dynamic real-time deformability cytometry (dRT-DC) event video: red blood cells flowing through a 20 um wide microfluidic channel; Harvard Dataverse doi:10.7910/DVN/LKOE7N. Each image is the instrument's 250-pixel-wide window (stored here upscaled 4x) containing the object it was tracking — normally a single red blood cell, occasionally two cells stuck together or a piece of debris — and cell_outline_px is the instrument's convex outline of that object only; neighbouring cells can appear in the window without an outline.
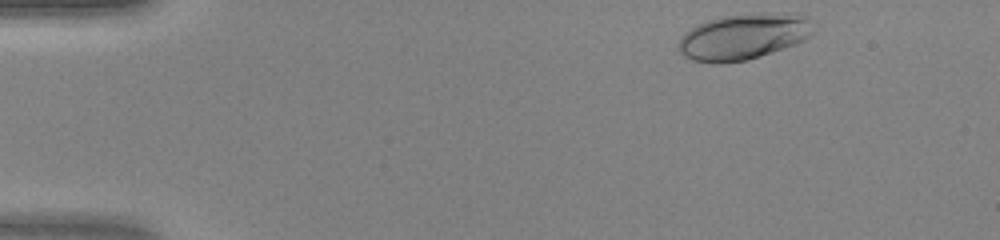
{"species": "human", "species_latin": "Homo sapiens", "temperature_condition": "warm", "stored_images_in_passage": 38, "camera_frame_rate_fps": 3000, "um_per_image_px": 0.085, "donor": {"sex": "female"}, "frame": {"image": 1, "passage_image": 1, "time_ms": 0.0, "image_size_px": [1000, 240], "cell_outline_px": [[816, 32], [804, 40], [796, 44], [748, 60], [720, 64], [712, 64], [692, 60], [684, 56], [680, 52], [680, 36], [684, 32], [708, 20], [720, 16], [764, 12], [788, 12], [808, 16], [816, 20]], "centroid_in_image_um": [63.3, 3.09], "position_along_channel_um": 21.7, "area_um2": 37.05}}
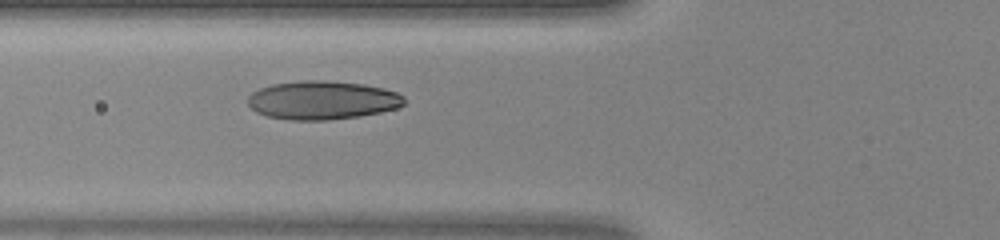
{"frame": {"image": 2, "passage_image": 13, "time_ms": 4.0, "image_size_px": [1000, 240], "cell_outline_px": [[404, 104], [396, 108], [380, 112], [360, 116], [328, 120], [292, 120], [268, 116], [256, 112], [248, 104], [248, 96], [252, 92], [260, 88], [272, 84], [304, 80], [324, 80], [364, 84], [384, 88], [396, 92], [404, 96]], "centroid_in_image_um": [27.4, 8.51], "position_along_channel_um": 98.4, "area_um2": 35.14}}
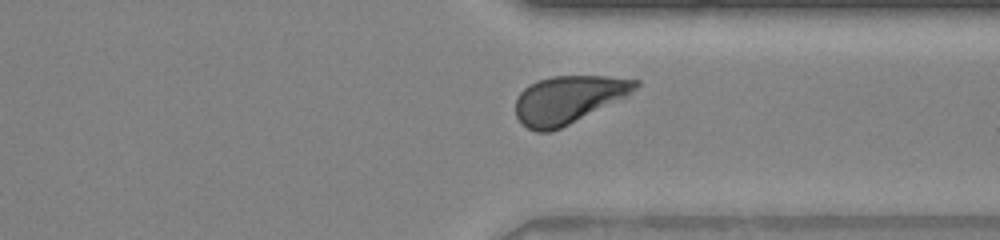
{"frame": {"image": 3, "passage_image": 31, "time_ms": 10.0, "image_size_px": [1000, 240], "cell_outline_px": [[640, 84], [636, 88], [624, 96], [552, 132], [536, 132], [520, 124], [516, 116], [516, 96], [524, 88], [540, 80], [552, 76], [608, 76], [640, 80]], "centroid_in_image_um": [48.24, 8.46], "position_along_channel_um": 363.2, "area_um2": 32.71}}